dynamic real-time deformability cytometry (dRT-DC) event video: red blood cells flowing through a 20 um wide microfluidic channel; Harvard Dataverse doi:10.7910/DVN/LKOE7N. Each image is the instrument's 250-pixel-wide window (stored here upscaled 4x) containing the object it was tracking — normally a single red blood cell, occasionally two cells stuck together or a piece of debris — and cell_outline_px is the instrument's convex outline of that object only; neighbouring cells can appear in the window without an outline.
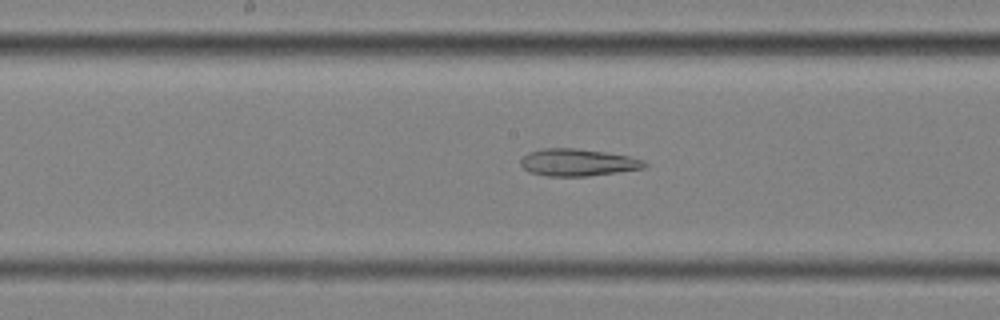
{"species": "common noctule bat (a hibernating species)", "species_latin": "Nyctalus noctula", "temperature_condition": "cold", "stored_images_in_passage": 39, "camera_frame_rate_fps": 3000, "um_per_image_px": 0.085, "animal": {"sex": "female", "body_mass_g": 25.1}, "frame": {"image": 1, "passage_image": 23, "time_ms": 7.333, "image_size_px": [1000, 320], "cell_outline_px": [[648, 164], [644, 168], [588, 176], [548, 176], [528, 172], [520, 164], [520, 160], [528, 152], [544, 148], [576, 148], [604, 152], [628, 156], [644, 160]], "centroid_in_image_um": [49.08, 13.8], "position_along_channel_um": 199.1, "area_um2": 19.54}}
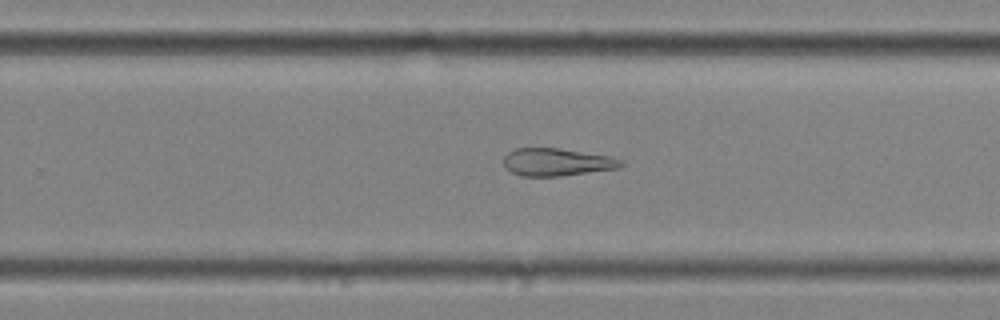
{"frame": {"image": 2, "passage_image": 30, "time_ms": 9.667, "image_size_px": [1000, 320], "cell_outline_px": [[624, 164], [620, 168], [560, 176], [520, 176], [512, 172], [504, 164], [504, 156], [508, 152], [516, 148], [560, 148], [608, 156], [624, 160]], "centroid_in_image_um": [47.35, 13.78], "position_along_channel_um": 282.4, "area_um2": 18.84}}
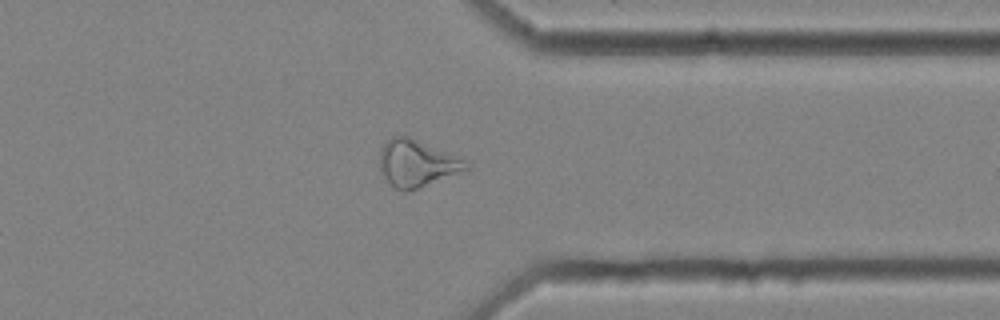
{"frame": {"image": 3, "passage_image": 38, "time_ms": 12.333, "image_size_px": [1000, 320], "cell_outline_px": [[472, 164], [468, 168], [460, 172], [408, 192], [404, 192], [396, 188], [380, 172], [380, 148], [392, 136], [408, 136], [460, 156]], "centroid_in_image_um": [35.45, 13.87], "position_along_channel_um": 375.9, "area_um2": 23.58}}